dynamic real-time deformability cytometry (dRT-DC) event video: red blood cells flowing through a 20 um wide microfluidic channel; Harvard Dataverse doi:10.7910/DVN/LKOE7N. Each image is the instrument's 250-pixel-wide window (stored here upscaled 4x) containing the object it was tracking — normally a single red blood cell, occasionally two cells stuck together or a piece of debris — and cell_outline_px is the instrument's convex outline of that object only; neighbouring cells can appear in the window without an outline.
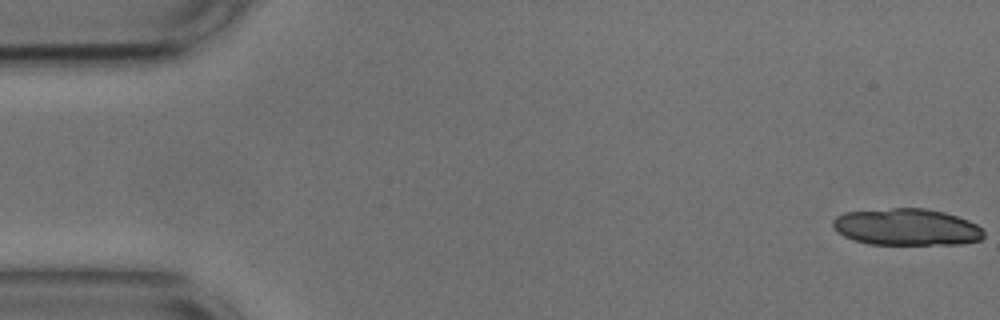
{"species": "common noctule bat (a hibernating species)", "species_latin": "Nyctalus noctula", "temperature_condition": "cold", "stored_images_in_passage": 19, "camera_frame_rate_fps": 3000, "um_per_image_px": 0.085, "animal": {"sex": "male", "body_mass_g": 17.9, "forearm_length_mm": 54.2}, "frame": {"image": 1, "passage_image": 1, "time_ms": 0.0, "image_size_px": [1000, 320], "cell_outline_px": [[984, 236], [980, 240], [964, 244], [868, 244], [844, 236], [836, 232], [832, 224], [832, 220], [836, 216], [844, 212], [892, 208], [924, 208], [944, 212], [968, 220], [976, 224], [984, 232]], "centroid_in_image_um": [77.05, 19.3], "position_along_channel_um": 8.0, "area_um2": 32.43}}